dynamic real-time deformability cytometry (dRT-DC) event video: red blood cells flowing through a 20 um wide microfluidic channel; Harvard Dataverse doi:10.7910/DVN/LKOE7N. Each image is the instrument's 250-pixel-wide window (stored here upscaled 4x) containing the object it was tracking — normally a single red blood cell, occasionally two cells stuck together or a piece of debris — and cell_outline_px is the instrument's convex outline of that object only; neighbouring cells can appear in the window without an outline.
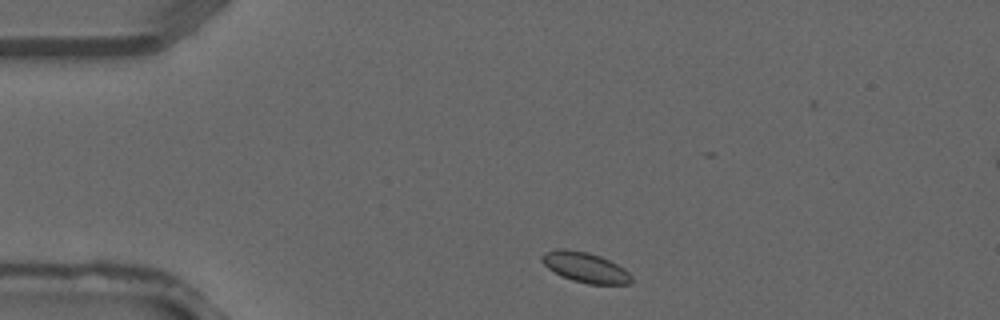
{"species": "common noctule bat (a hibernating species)", "species_latin": "Nyctalus noctula", "temperature_condition": "warm", "stored_images_in_passage": 3, "camera_frame_rate_fps": 3000, "um_per_image_px": 0.085, "animal": {"sex": "male", "forearm_length_mm": 52.5}, "frame": {"image": 1, "passage_image": 1, "time_ms": 0.0, "image_size_px": [1000, 320], "cell_outline_px": [[632, 280], [628, 284], [588, 284], [572, 280], [560, 276], [548, 268], [540, 260], [540, 256], [544, 252], [556, 248], [564, 248], [588, 252], [600, 256], [624, 268], [632, 276]], "centroid_in_image_um": [49.7, 22.71], "position_along_channel_um": 35.3, "area_um2": 15.9}}